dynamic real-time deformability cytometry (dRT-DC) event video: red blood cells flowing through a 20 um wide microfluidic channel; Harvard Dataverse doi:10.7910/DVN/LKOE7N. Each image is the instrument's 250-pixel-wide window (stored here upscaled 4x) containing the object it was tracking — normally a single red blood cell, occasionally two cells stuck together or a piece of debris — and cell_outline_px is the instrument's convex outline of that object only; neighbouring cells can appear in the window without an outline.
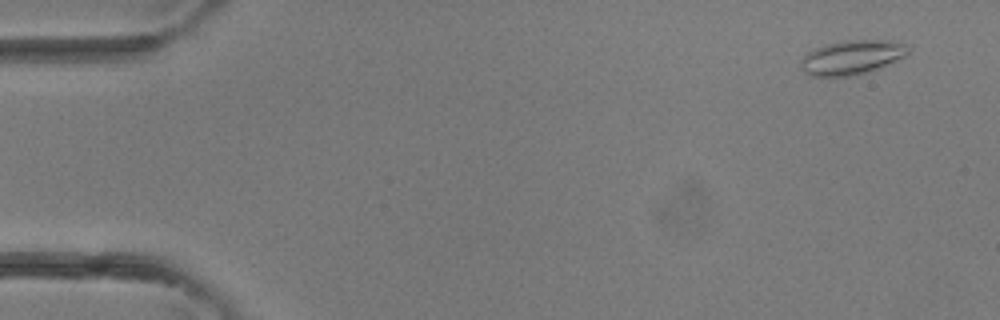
{"species": "common noctule bat (a hibernating species)", "species_latin": "Nyctalus noctula", "temperature_condition": "room temperature", "stored_images_in_passage": 3, "camera_frame_rate_fps": 3000, "um_per_image_px": 0.085, "animal": {"sex": "female"}, "frame": {"image": 1, "passage_image": 1, "time_ms": 0.0, "image_size_px": [1000, 320], "cell_outline_px": [[908, 52], [904, 56], [880, 68], [856, 76], [812, 76], [804, 72], [800, 60], [808, 52], [816, 48], [828, 44], [852, 40], [888, 40], [908, 44]], "centroid_in_image_um": [72.43, 4.88], "position_along_channel_um": 12.6, "area_um2": 21.27}}